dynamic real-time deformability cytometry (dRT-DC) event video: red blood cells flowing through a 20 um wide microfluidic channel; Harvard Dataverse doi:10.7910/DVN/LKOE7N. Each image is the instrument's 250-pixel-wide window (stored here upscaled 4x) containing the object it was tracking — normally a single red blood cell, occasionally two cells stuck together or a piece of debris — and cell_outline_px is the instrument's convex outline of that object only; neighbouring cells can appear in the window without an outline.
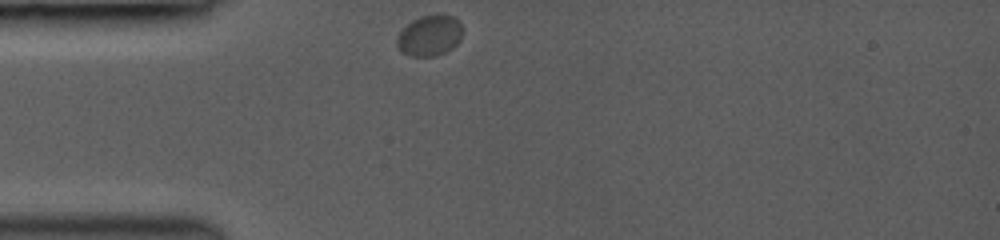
{"species": "common noctule bat (a hibernating species)", "species_latin": "Nyctalus noctula", "temperature_condition": "room temperature", "stored_images_in_passage": 13, "camera_frame_rate_fps": 3000, "um_per_image_px": 0.085, "animal": {"sex": "female", "body_mass_g": 19.0, "forearm_length_mm": 53.3}, "frame": {"image": 1, "passage_image": 1, "time_ms": 0.0, "image_size_px": [1000, 240], "cell_outline_px": [[464, 32], [460, 40], [452, 48], [436, 56], [408, 56], [396, 48], [396, 36], [412, 20], [420, 16], [436, 12], [444, 12], [460, 20], [464, 28]], "centroid_in_image_um": [36.55, 2.98], "position_along_channel_um": 48.5, "area_um2": 16.3}}
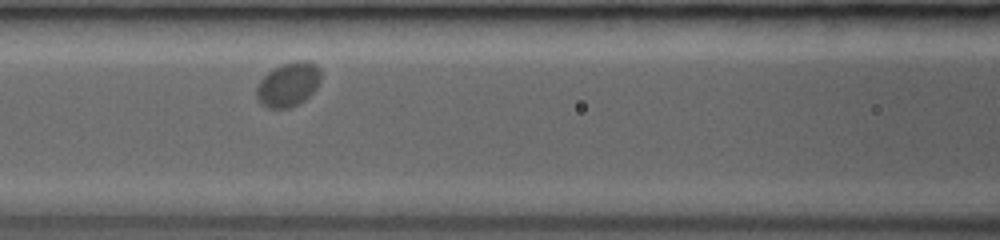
{"frame": {"image": 2, "passage_image": 8, "time_ms": 2.667, "image_size_px": [1000, 240], "cell_outline_px": [[320, 80], [316, 88], [304, 100], [288, 108], [268, 108], [260, 104], [256, 96], [256, 88], [260, 80], [272, 68], [280, 64], [300, 60], [304, 60], [316, 64], [320, 68]], "centroid_in_image_um": [24.48, 7.16], "position_along_channel_um": 142.1, "area_um2": 16.59}}
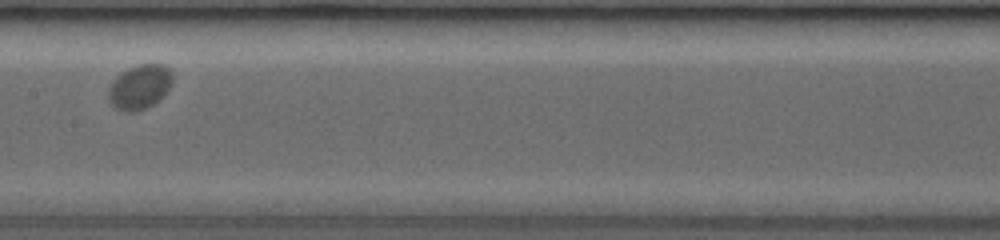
{"frame": {"image": 3, "passage_image": 11, "time_ms": 4.0, "image_size_px": [1000, 240], "cell_outline_px": [[172, 80], [168, 88], [148, 108], [136, 112], [124, 112], [116, 108], [108, 100], [108, 88], [112, 80], [120, 72], [136, 64], [164, 64], [172, 72]], "centroid_in_image_um": [11.82, 7.38], "position_along_channel_um": 195.6, "area_um2": 16.65}}